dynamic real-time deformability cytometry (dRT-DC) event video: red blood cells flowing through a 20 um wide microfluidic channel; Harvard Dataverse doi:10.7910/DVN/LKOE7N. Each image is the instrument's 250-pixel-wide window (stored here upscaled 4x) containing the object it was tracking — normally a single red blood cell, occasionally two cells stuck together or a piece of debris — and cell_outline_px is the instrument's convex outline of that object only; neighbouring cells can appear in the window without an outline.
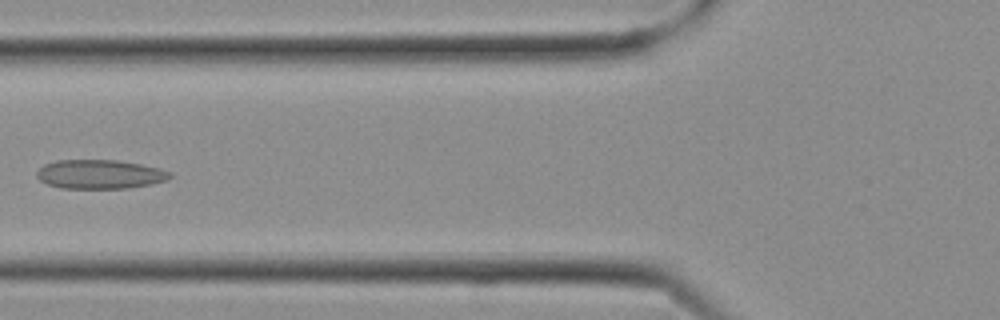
{"species": "Egyptian fruit bat (a non-hibernating species)", "species_latin": "Rousettus aegyptiacus", "temperature_condition": "cold", "stored_images_in_passage": 25, "camera_frame_rate_fps": 3000, "um_per_image_px": 0.085, "frame": {"image": 1, "passage_image": 9, "time_ms": 2.667, "image_size_px": [1000, 320], "cell_outline_px": [[172, 176], [168, 180], [152, 184], [128, 188], [60, 188], [48, 184], [40, 180], [36, 176], [36, 172], [44, 164], [56, 160], [116, 160], [140, 164], [160, 168], [172, 172]], "centroid_in_image_um": [8.51, 14.81], "position_along_channel_um": 117.3, "area_um2": 22.66}}
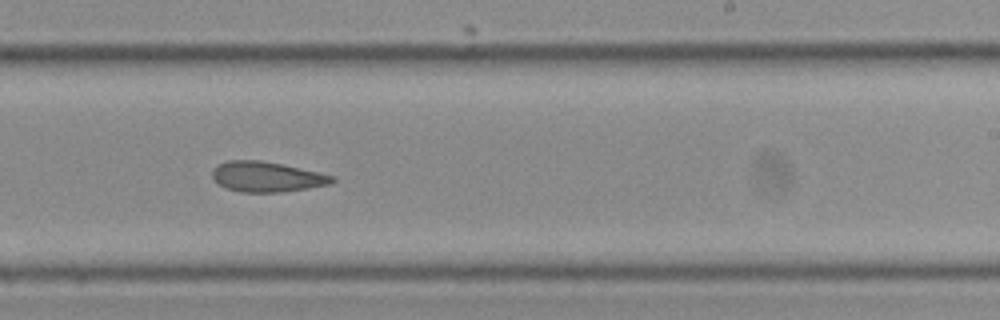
{"frame": {"image": 2, "passage_image": 15, "time_ms": 4.667, "image_size_px": [1000, 320], "cell_outline_px": [[336, 180], [332, 184], [308, 188], [280, 192], [240, 192], [224, 188], [212, 176], [212, 168], [216, 164], [228, 160], [260, 160], [280, 164], [336, 176]], "centroid_in_image_um": [22.66, 15.03], "position_along_channel_um": 266.3, "area_um2": 21.15}}
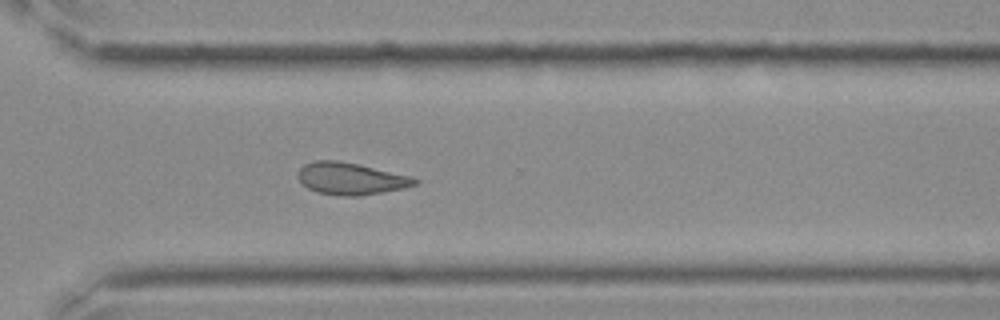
{"frame": {"image": 3, "passage_image": 18, "time_ms": 5.667, "image_size_px": [1000, 320], "cell_outline_px": [[420, 184], [404, 188], [384, 192], [360, 196], [340, 196], [316, 192], [308, 188], [296, 176], [300, 168], [304, 164], [316, 160], [336, 160], [356, 164], [412, 176], [420, 180]], "centroid_in_image_um": [29.84, 15.19], "position_along_channel_um": 340.8, "area_um2": 21.91}}